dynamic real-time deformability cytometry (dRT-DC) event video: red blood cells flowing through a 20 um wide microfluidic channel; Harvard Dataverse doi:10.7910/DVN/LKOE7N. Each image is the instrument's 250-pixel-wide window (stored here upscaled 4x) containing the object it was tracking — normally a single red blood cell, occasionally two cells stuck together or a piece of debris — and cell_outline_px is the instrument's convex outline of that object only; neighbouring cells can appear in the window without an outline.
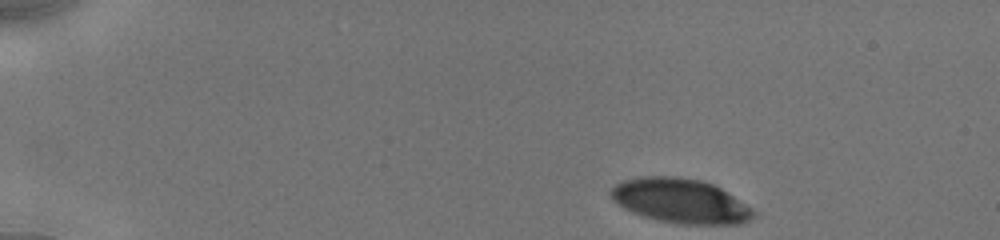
{"species": "human", "species_latin": "Homo sapiens", "temperature_condition": "cold", "stored_images_in_passage": 69, "camera_frame_rate_fps": 3000, "um_per_image_px": 0.085, "donor": {"sex": "male"}, "frame": {"image": 1, "passage_image": 1, "time_ms": 0.0, "image_size_px": [1000, 240], "cell_outline_px": [[756, 216], [740, 224], [680, 224], [660, 220], [644, 216], [632, 212], [624, 208], [612, 196], [612, 188], [616, 184], [624, 180], [644, 176], [680, 176], [700, 180], [712, 184], [720, 188], [752, 208], [756, 212]], "centroid_in_image_um": [57.88, 17.07], "position_along_channel_um": 27.1, "area_um2": 36.53}}
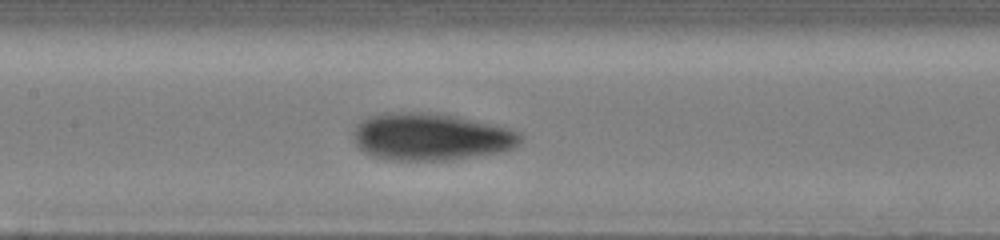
{"frame": {"image": 2, "passage_image": 30, "time_ms": 6.333, "image_size_px": [1000, 240], "cell_outline_px": [[520, 144], [516, 148], [504, 152], [452, 160], [384, 160], [372, 156], [364, 152], [356, 144], [352, 136], [352, 132], [356, 124], [360, 120], [368, 116], [392, 112], [408, 112], [452, 116], [508, 128], [520, 132]], "centroid_in_image_um": [36.59, 11.66], "position_along_channel_um": 170.8, "area_um2": 46.01}}
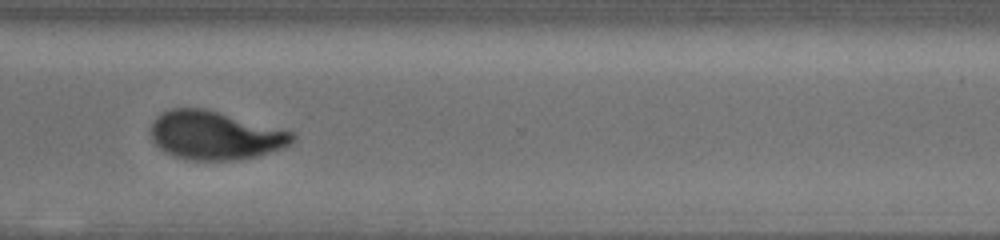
{"frame": {"image": 3, "passage_image": 68, "time_ms": 11.0, "image_size_px": [1000, 240], "cell_outline_px": [[296, 136], [292, 144], [284, 148], [256, 156], [236, 160], [188, 160], [164, 152], [152, 140], [148, 132], [148, 128], [156, 116], [172, 108], [204, 108], [220, 112], [292, 132]], "centroid_in_image_um": [18.24, 11.51], "position_along_channel_um": 352.4, "area_um2": 40.17}}